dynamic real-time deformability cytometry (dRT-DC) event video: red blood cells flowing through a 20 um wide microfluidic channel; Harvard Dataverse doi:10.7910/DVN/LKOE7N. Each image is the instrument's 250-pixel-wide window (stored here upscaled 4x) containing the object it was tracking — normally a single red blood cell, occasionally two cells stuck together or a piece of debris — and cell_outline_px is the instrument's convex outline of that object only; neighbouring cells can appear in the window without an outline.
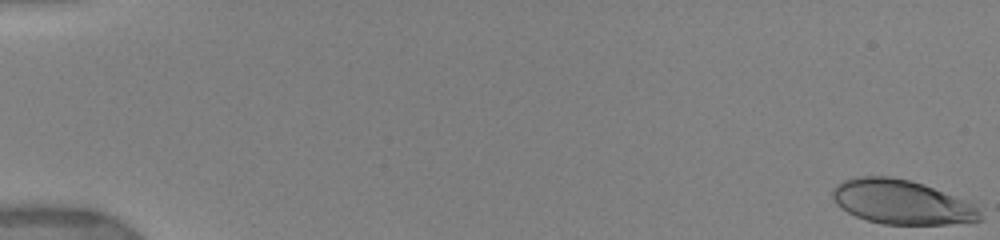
{"species": "human", "species_latin": "Homo sapiens", "temperature_condition": "warm", "stored_images_in_passage": 6, "camera_frame_rate_fps": 3000, "um_per_image_px": 0.085, "donor": {"sex": "female"}, "frame": {"image": 1, "passage_image": 1, "time_ms": 0.0, "image_size_px": [1000, 240], "cell_outline_px": [[984, 220], [972, 224], [884, 224], [868, 220], [856, 216], [840, 208], [836, 204], [832, 196], [832, 188], [836, 184], [844, 180], [860, 176], [888, 176], [908, 180], [924, 184], [976, 200], [984, 216]], "centroid_in_image_um": [76.82, 17.18], "position_along_channel_um": 8.2, "area_um2": 39.48}}
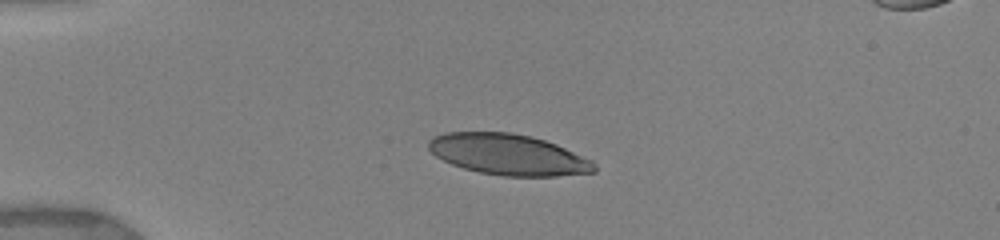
{"frame": {"image": 2, "passage_image": 5, "time_ms": 4.333, "image_size_px": [1000, 240], "cell_outline_px": [[596, 172], [556, 176], [504, 176], [480, 172], [464, 168], [452, 164], [436, 156], [428, 148], [428, 140], [432, 136], [444, 132], [512, 132], [532, 136], [556, 144], [592, 160], [596, 164]], "centroid_in_image_um": [43.2, 13.13], "position_along_channel_um": 41.8, "area_um2": 39.59}}